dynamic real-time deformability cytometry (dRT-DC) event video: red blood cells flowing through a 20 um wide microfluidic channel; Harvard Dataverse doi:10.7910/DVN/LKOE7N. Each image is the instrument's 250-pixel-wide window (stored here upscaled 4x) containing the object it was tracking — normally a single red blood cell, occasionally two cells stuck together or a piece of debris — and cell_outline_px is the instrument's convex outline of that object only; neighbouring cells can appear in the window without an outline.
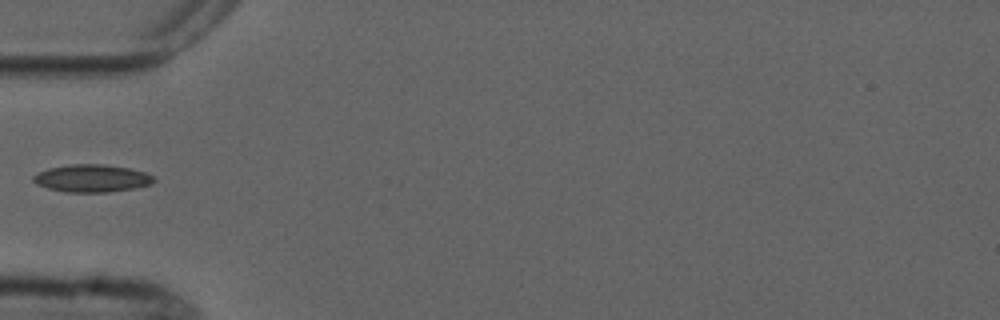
{"species": "common noctule bat (a hibernating species)", "species_latin": "Nyctalus noctula", "temperature_condition": "cold", "stored_images_in_passage": 2, "camera_frame_rate_fps": 3000, "um_per_image_px": 0.085, "animal": {"sex": "male", "forearm_length_mm": 52.5}, "frame": {"image": 1, "passage_image": 2, "time_ms": 1.0, "image_size_px": [1000, 320], "cell_outline_px": [[156, 180], [152, 184], [136, 188], [108, 192], [64, 192], [48, 188], [36, 184], [32, 180], [32, 176], [48, 168], [72, 164], [104, 164], [128, 168], [144, 172], [156, 176]], "centroid_in_image_um": [7.84, 15.16], "position_along_channel_um": 77.2, "area_um2": 19.48}}